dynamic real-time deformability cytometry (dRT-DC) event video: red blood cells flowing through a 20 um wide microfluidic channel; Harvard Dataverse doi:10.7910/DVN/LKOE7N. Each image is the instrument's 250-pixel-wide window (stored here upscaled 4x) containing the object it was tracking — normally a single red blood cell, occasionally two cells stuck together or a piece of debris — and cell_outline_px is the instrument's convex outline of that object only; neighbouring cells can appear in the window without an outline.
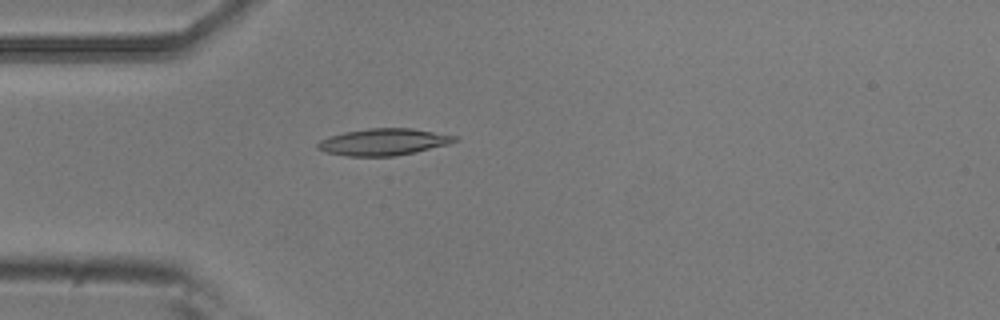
{"species": "common noctule bat (a hibernating species)", "species_latin": "Nyctalus noctula", "temperature_condition": "room temperature", "stored_images_in_passage": 4, "camera_frame_rate_fps": 3000, "um_per_image_px": 0.085, "animal": {"sex": "male", "body_mass_g": 20.5, "forearm_length_mm": 52.5}, "frame": {"image": 1, "passage_image": 4, "time_ms": 1.0, "image_size_px": [1000, 320], "cell_outline_px": [[460, 140], [448, 144], [416, 152], [396, 156], [348, 156], [324, 152], [316, 148], [316, 144], [320, 140], [328, 136], [344, 132], [368, 128], [412, 128], [460, 136]], "centroid_in_image_um": [32.62, 12.06], "position_along_channel_um": 52.4, "area_um2": 21.68}}